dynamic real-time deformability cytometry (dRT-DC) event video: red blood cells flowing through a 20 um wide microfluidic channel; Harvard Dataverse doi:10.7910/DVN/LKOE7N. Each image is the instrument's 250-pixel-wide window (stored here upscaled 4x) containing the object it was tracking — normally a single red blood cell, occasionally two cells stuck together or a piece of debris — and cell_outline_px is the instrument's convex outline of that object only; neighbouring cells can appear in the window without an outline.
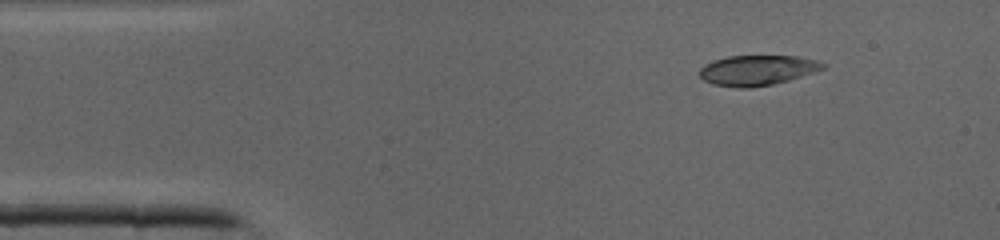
{"species": "common noctule bat (a hibernating species)", "species_latin": "Nyctalus noctula", "temperature_condition": "cold", "stored_images_in_passage": 36, "camera_frame_rate_fps": 3000, "um_per_image_px": 0.085, "animal": {"sex": "male", "body_mass_g": 19.0, "forearm_length_mm": 50.8}, "frame": {"image": 1, "passage_image": 1, "time_ms": 0.0, "image_size_px": [1000, 240], "cell_outline_px": [[828, 64], [824, 68], [816, 72], [788, 80], [772, 84], [748, 88], [740, 88], [712, 84], [704, 80], [700, 76], [700, 68], [704, 64], [712, 60], [728, 56], [796, 56], [820, 60]], "centroid_in_image_um": [64.39, 5.96], "position_along_channel_um": 20.6, "area_um2": 21.85}}
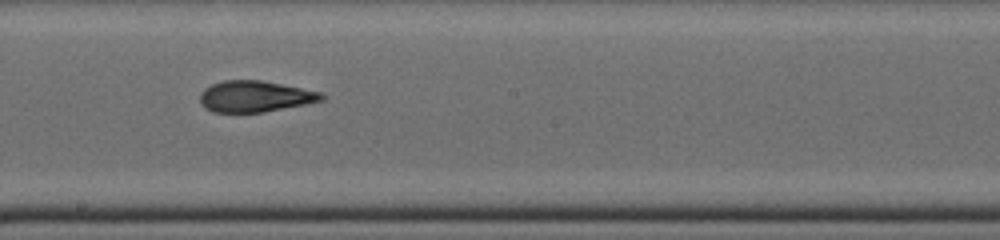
{"frame": {"image": 2, "passage_image": 18, "time_ms": 5.667, "image_size_px": [1000, 240], "cell_outline_px": [[324, 100], [308, 104], [264, 112], [212, 112], [204, 108], [200, 104], [200, 92], [204, 88], [212, 84], [224, 80], [260, 80], [320, 92], [324, 96]], "centroid_in_image_um": [21.64, 8.2], "position_along_channel_um": 226.6, "area_um2": 22.14}}
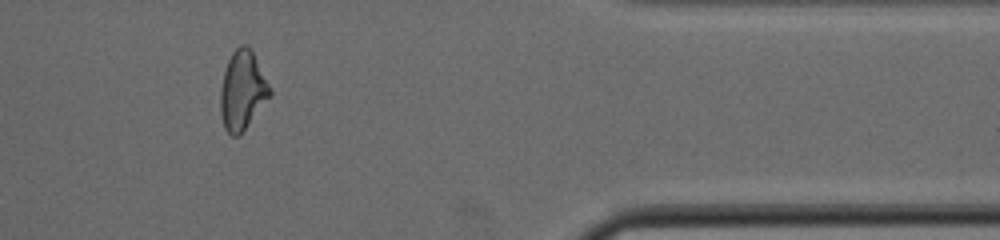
{"frame": {"image": 3, "passage_image": 30, "time_ms": 9.667, "image_size_px": [1000, 240], "cell_outline_px": [[272, 96], [244, 128], [236, 136], [232, 136], [224, 128], [220, 112], [220, 88], [224, 72], [228, 60], [232, 52], [240, 44], [248, 44], [272, 92]], "centroid_in_image_um": [20.59, 7.67], "position_along_channel_um": 390.8, "area_um2": 22.37}}